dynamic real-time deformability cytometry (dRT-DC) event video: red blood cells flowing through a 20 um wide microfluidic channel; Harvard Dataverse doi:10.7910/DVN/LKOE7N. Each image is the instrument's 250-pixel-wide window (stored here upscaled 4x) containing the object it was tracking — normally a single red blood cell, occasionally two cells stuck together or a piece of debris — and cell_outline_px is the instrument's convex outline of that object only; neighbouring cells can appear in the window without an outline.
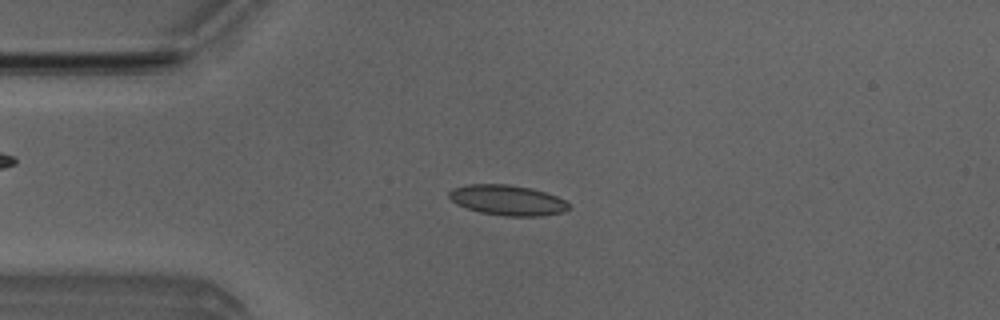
{"species": "Egyptian fruit bat (a non-hibernating species)", "species_latin": "Rousettus aegyptiacus", "temperature_condition": "room temperature", "stored_images_in_passage": 43, "camera_frame_rate_fps": 3000, "um_per_image_px": 0.085, "animal": {"sex": "male"}, "frame": {"image": 1, "passage_image": 4, "time_ms": 1.0, "image_size_px": [1000, 320], "cell_outline_px": [[568, 208], [564, 212], [540, 216], [504, 216], [480, 212], [456, 204], [448, 196], [448, 192], [452, 188], [468, 184], [508, 184], [532, 188], [556, 196], [564, 200], [568, 204]], "centroid_in_image_um": [43.11, 17.01], "position_along_channel_um": 41.9, "area_um2": 21.1}}
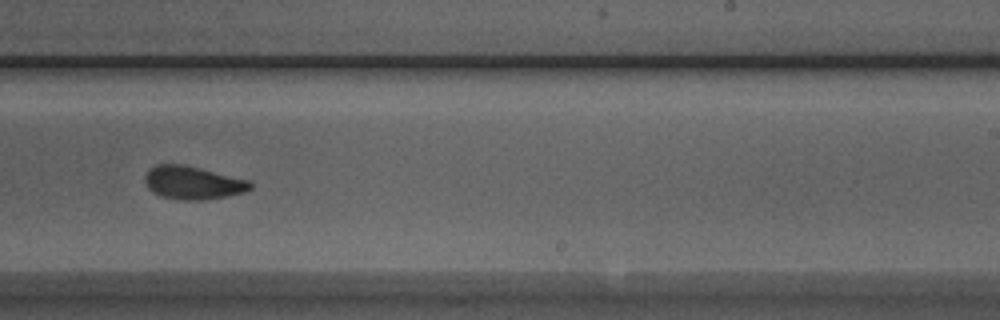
{"frame": {"image": 2, "passage_image": 23, "time_ms": 7.333, "image_size_px": [1000, 320], "cell_outline_px": [[252, 188], [244, 192], [224, 196], [200, 200], [180, 200], [160, 196], [152, 192], [148, 188], [144, 180], [144, 176], [156, 164], [184, 164], [252, 180]], "centroid_in_image_um": [16.4, 15.52], "position_along_channel_um": 272.6, "area_um2": 20.46}}
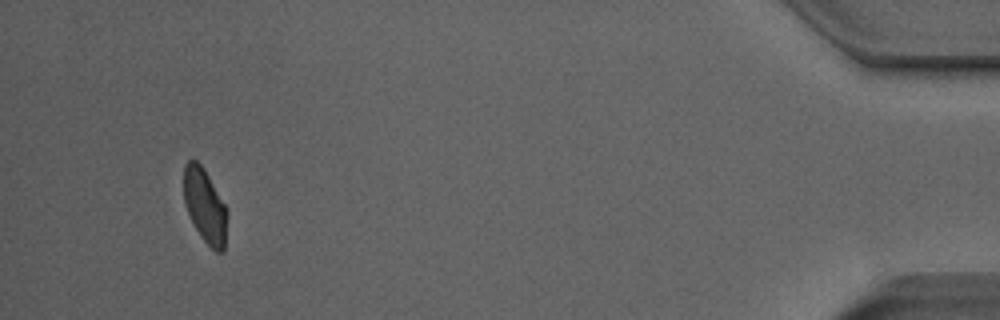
{"frame": {"image": 3, "passage_image": 40, "time_ms": 13.0, "image_size_px": [1000, 320], "cell_outline_px": [[228, 212], [224, 252], [216, 252], [200, 236], [184, 204], [184, 164], [188, 160], [196, 160], [204, 168], [228, 208]], "centroid_in_image_um": [17.44, 17.48], "position_along_channel_um": 417.8, "area_um2": 18.9}, "authors_computed_cell_mechanics": {"area_um2": 20.4612, "velocity_mm_per_s": 3.9631, "shape_relaxation_time_tau1_ms": 3.3052, "shape_relaxation_time_tau2_ms": 1.587, "deformation_change_tau1": 0.1039, "deformation_change_tau2": 0.0705}}